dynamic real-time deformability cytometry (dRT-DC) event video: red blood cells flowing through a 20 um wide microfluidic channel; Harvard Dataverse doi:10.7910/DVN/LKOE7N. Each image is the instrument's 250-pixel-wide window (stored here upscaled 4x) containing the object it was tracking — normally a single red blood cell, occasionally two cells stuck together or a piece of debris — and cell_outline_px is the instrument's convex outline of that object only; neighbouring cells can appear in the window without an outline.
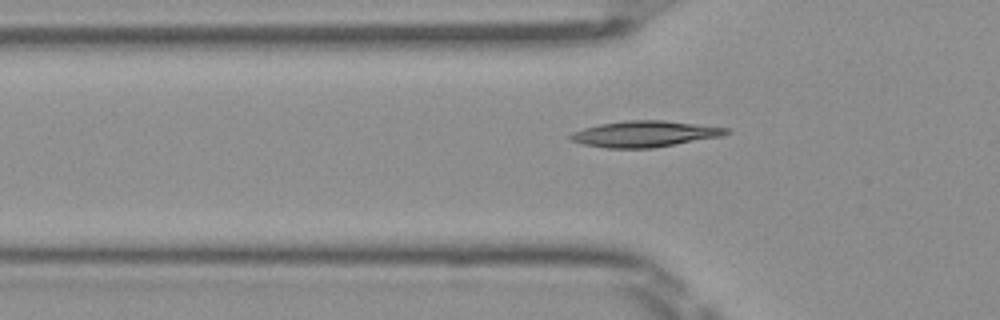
{"species": "Egyptian fruit bat (a non-hibernating species)", "species_latin": "Rousettus aegyptiacus", "temperature_condition": "room temperature", "stored_images_in_passage": 46, "camera_frame_rate_fps": 3000, "um_per_image_px": 0.085, "frame": {"image": 1, "passage_image": 16, "time_ms": 5.0, "image_size_px": [1000, 320], "cell_outline_px": [[732, 132], [724, 136], [652, 148], [604, 148], [584, 144], [572, 140], [568, 136], [572, 132], [584, 128], [600, 124], [628, 120], [664, 120], [732, 128]], "centroid_in_image_um": [54.87, 11.38], "position_along_channel_um": 70.9, "area_um2": 23.81}}
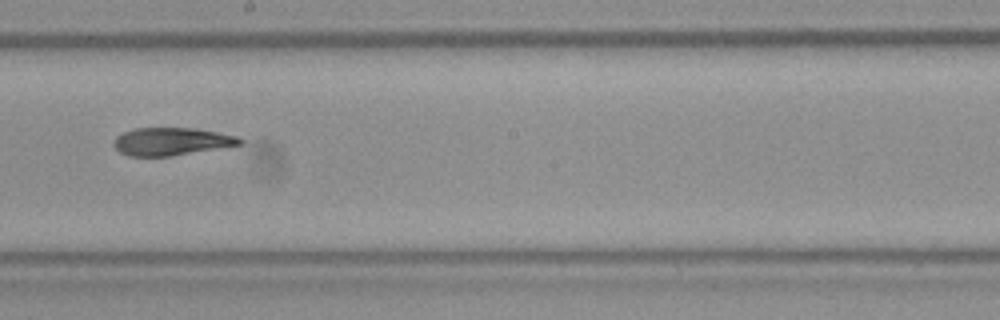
{"frame": {"image": 2, "passage_image": 28, "time_ms": 9.0, "image_size_px": [1000, 320], "cell_outline_px": [[244, 144], [172, 156], [128, 156], [120, 152], [112, 144], [116, 136], [124, 132], [136, 128], [196, 128], [240, 136], [244, 140]], "centroid_in_image_um": [14.62, 12.02], "position_along_channel_um": 233.6, "area_um2": 20.58}}
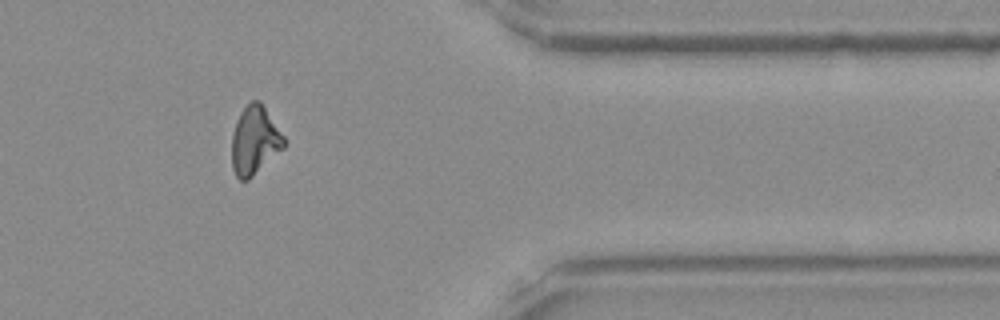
{"frame": {"image": 3, "passage_image": 41, "time_ms": 13.333, "image_size_px": [1000, 320], "cell_outline_px": [[284, 148], [248, 180], [240, 180], [236, 176], [232, 168], [232, 132], [236, 120], [240, 112], [252, 100], [260, 100], [284, 136]], "centroid_in_image_um": [21.63, 11.93], "position_along_channel_um": 389.8, "area_um2": 20.75}}